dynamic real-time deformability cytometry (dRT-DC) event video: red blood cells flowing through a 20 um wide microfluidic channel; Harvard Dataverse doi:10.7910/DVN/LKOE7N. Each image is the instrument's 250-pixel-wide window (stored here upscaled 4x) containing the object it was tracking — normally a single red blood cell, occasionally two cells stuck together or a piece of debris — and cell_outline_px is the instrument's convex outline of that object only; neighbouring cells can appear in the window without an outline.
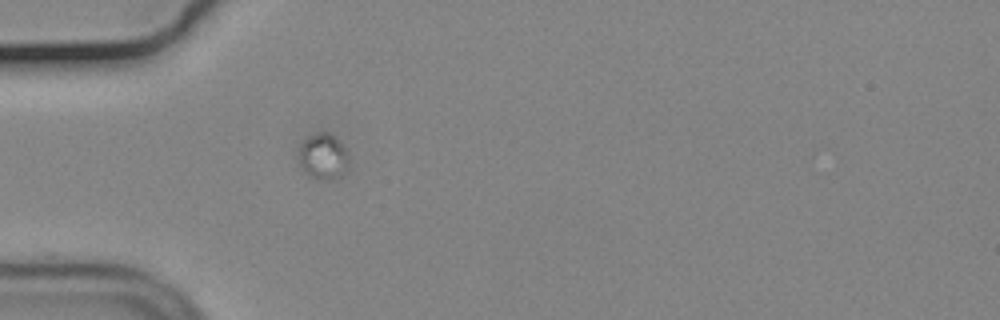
{"species": "common noctule bat (a hibernating species)", "species_latin": "Nyctalus noctula", "temperature_condition": "cold", "stored_images_in_passage": 46, "segment_of_instrument_passage": [1, 2], "camera_frame_rate_fps": 3000, "um_per_image_px": 0.085, "animal": {"sex": "male", "body_mass_g": 19.2, "forearm_length_mm": 51.8}, "frame": {"image": 1, "passage_image": 1, "time_ms": 0.0, "image_size_px": [1000, 320], "cell_outline_px": [[348, 168], [336, 180], [312, 176], [300, 164], [300, 144], [308, 136], [316, 132], [328, 132], [340, 140], [348, 148]], "centroid_in_image_um": [27.54, 13.24], "position_along_channel_um": 57.5, "area_um2": 13.29}}
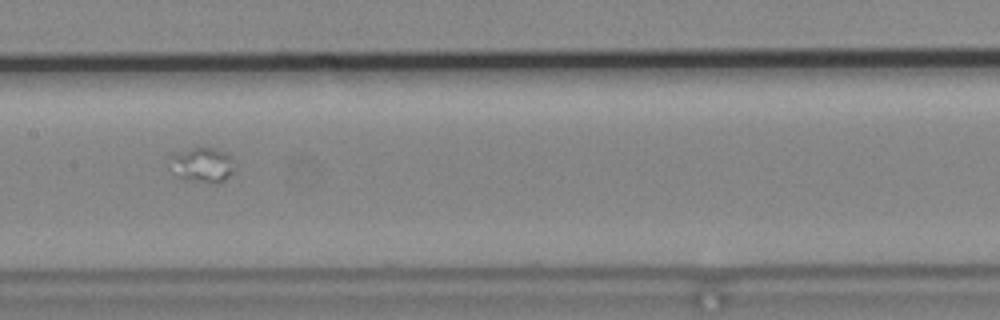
{"frame": {"image": 2, "passage_image": 14, "time_ms": 4.333, "image_size_px": [1000, 320], "cell_outline_px": [[232, 172], [224, 180], [216, 184], [212, 184], [192, 180], [176, 176], [172, 172], [168, 152], [192, 148], [216, 148], [228, 152], [232, 160]], "centroid_in_image_um": [17.13, 13.99], "position_along_channel_um": 190.3, "area_um2": 13.41}}
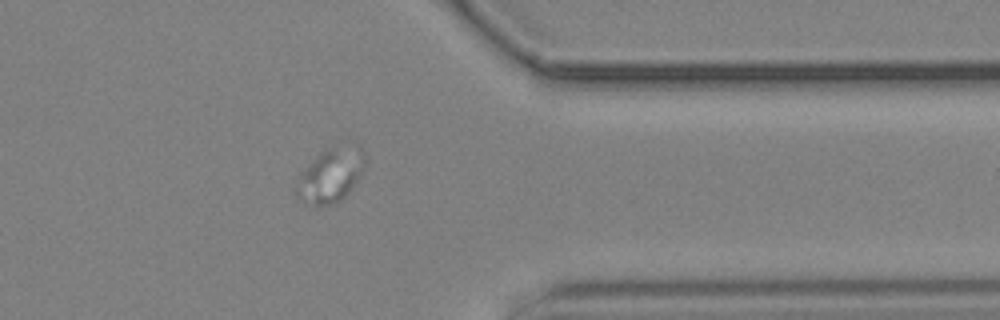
{"frame": {"image": 3, "passage_image": 33, "time_ms": 10.667, "image_size_px": [1000, 320], "cell_outline_px": [[364, 164], [360, 176], [348, 192], [340, 200], [332, 204], [316, 208], [300, 200], [296, 196], [296, 180], [312, 160], [324, 148], [352, 140], [356, 140], [360, 144], [364, 152]], "centroid_in_image_um": [28.12, 14.82], "position_along_channel_um": 383.3, "area_um2": 22.43}}